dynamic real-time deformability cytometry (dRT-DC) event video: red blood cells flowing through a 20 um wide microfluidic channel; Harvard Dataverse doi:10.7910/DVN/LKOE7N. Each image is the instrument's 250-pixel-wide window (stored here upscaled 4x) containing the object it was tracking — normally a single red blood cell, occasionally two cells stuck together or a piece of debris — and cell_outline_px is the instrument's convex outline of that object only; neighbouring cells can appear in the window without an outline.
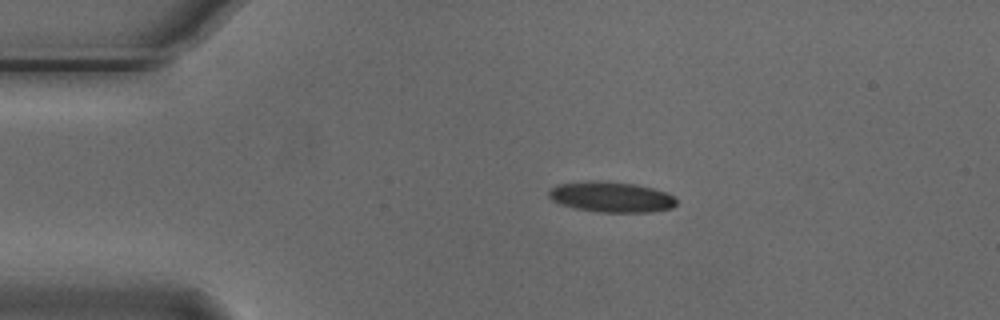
{"species": "Egyptian fruit bat (a non-hibernating species)", "species_latin": "Rousettus aegyptiacus", "temperature_condition": "cold", "stored_images_in_passage": 45, "camera_frame_rate_fps": 3000, "um_per_image_px": 0.085, "animal": {"sex": "male"}, "frame": {"image": 1, "passage_image": 1, "time_ms": 0.0, "image_size_px": [1000, 320], "cell_outline_px": [[676, 204], [672, 208], [648, 212], [600, 212], [576, 208], [560, 204], [552, 200], [548, 196], [548, 192], [556, 184], [588, 180], [600, 180], [636, 184], [652, 188], [664, 192], [672, 196], [676, 200]], "centroid_in_image_um": [51.91, 16.73], "position_along_channel_um": 33.1, "area_um2": 22.72}}
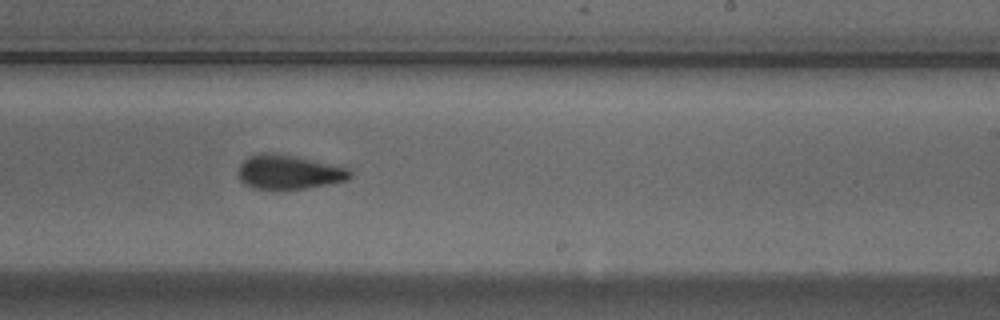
{"frame": {"image": 2, "passage_image": 23, "time_ms": 7.333, "image_size_px": [1000, 320], "cell_outline_px": [[352, 176], [348, 180], [328, 184], [304, 188], [252, 188], [244, 184], [240, 180], [236, 172], [240, 164], [248, 156], [260, 152], [268, 152], [292, 156], [352, 168]], "centroid_in_image_um": [24.54, 14.61], "position_along_channel_um": 264.5, "area_um2": 22.25}}
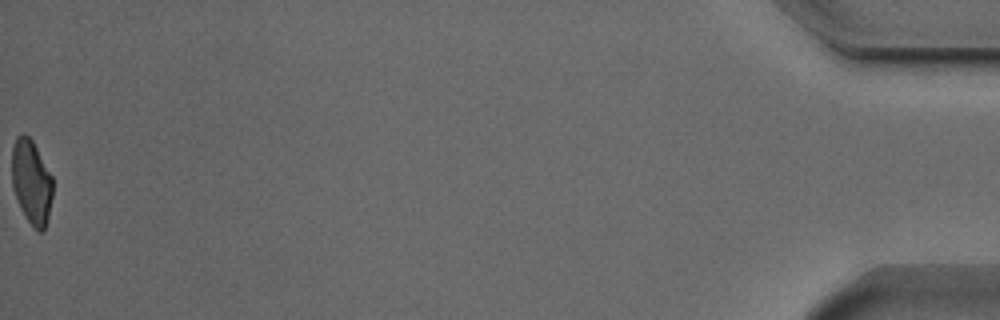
{"frame": {"image": 3, "passage_image": 45, "time_ms": 14.667, "image_size_px": [1000, 320], "cell_outline_px": [[52, 196], [48, 216], [44, 232], [40, 232], [24, 216], [20, 208], [12, 184], [12, 148], [16, 136], [24, 132], [32, 140], [52, 176]], "centroid_in_image_um": [2.66, 15.44], "position_along_channel_um": 432.5, "area_um2": 19.94}, "authors_computed_cell_mechanics": {"area_um2": 22.4264, "velocity_mm_per_s": 3.7423, "shape_relaxation_time_tau1_ms": 2.7787, "shape_relaxation_time_tau2_ms": 2.3416, "deformation_change_tau1": 0.1071, "deformation_change_tau2": 0.0849}}